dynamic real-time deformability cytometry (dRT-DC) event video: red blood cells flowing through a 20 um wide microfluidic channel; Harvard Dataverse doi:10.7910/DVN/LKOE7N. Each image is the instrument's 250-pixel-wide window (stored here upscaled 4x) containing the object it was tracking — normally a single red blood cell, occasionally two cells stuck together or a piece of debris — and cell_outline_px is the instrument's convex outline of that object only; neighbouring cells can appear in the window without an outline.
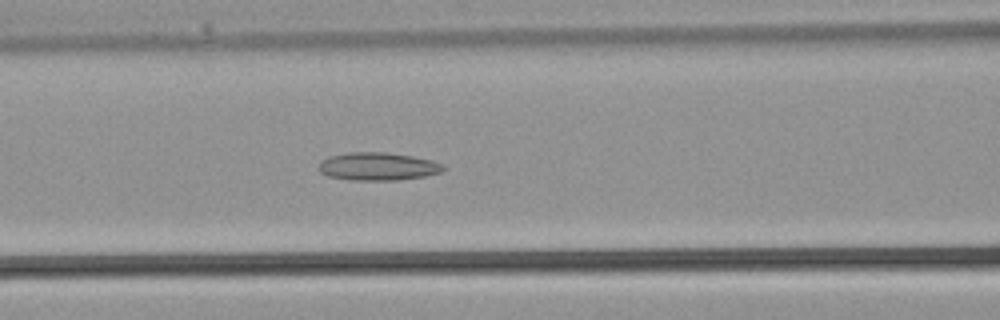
{"species": "common noctule bat (a hibernating species)", "species_latin": "Nyctalus noctula", "temperature_condition": "warm", "stored_images_in_passage": 35, "camera_frame_rate_fps": 3000, "um_per_image_px": 0.085, "animal": {"sex": "male", "body_mass_g": 21.5, "forearm_length_mm": 52.0}, "frame": {"image": 1, "passage_image": 14, "time_ms": 4.333, "image_size_px": [1000, 320], "cell_outline_px": [[444, 168], [440, 172], [424, 176], [400, 180], [352, 180], [328, 176], [320, 172], [316, 168], [320, 160], [328, 156], [348, 152], [388, 152], [412, 156], [432, 160], [444, 164]], "centroid_in_image_um": [32.07, 14.14], "position_along_channel_um": 134.5, "area_um2": 20.52}}
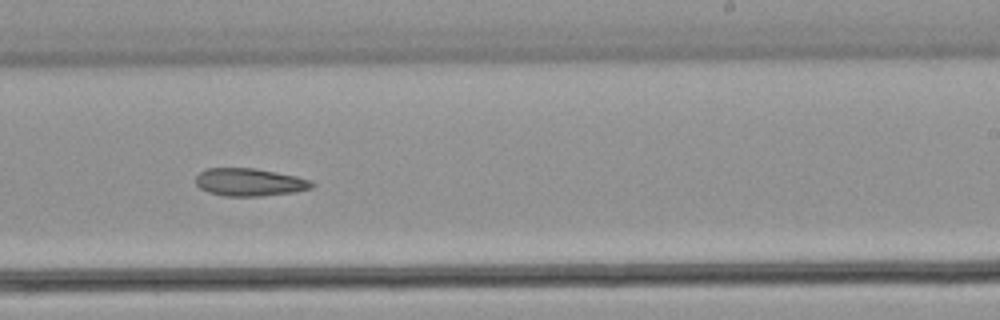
{"frame": {"image": 2, "passage_image": 21, "time_ms": 6.667, "image_size_px": [1000, 320], "cell_outline_px": [[316, 184], [312, 188], [292, 192], [260, 196], [224, 196], [208, 192], [200, 188], [196, 184], [196, 176], [200, 172], [208, 168], [252, 168], [276, 172], [296, 176], [312, 180]], "centroid_in_image_um": [21.22, 15.48], "position_along_channel_um": 267.8, "area_um2": 18.73}}
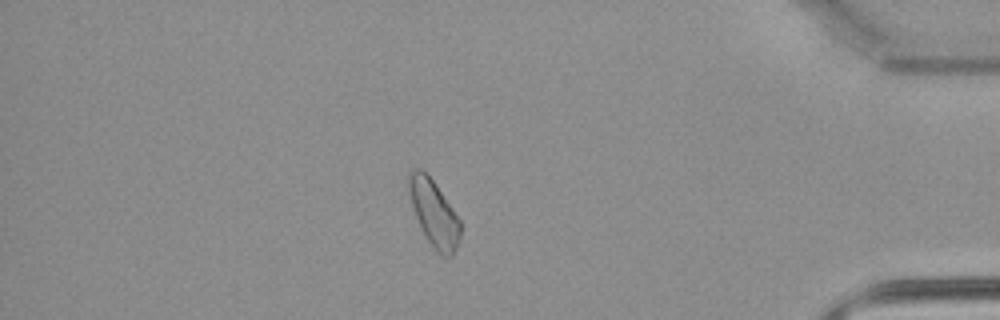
{"frame": {"image": 3, "passage_image": 30, "time_ms": 9.667, "image_size_px": [1000, 320], "cell_outline_px": [[460, 236], [456, 248], [452, 256], [440, 256], [436, 252], [420, 228], [412, 204], [408, 188], [408, 172], [416, 168], [420, 168], [436, 184], [460, 220]], "centroid_in_image_um": [36.88, 18.14], "position_along_channel_um": 398.3, "area_um2": 19.65}}